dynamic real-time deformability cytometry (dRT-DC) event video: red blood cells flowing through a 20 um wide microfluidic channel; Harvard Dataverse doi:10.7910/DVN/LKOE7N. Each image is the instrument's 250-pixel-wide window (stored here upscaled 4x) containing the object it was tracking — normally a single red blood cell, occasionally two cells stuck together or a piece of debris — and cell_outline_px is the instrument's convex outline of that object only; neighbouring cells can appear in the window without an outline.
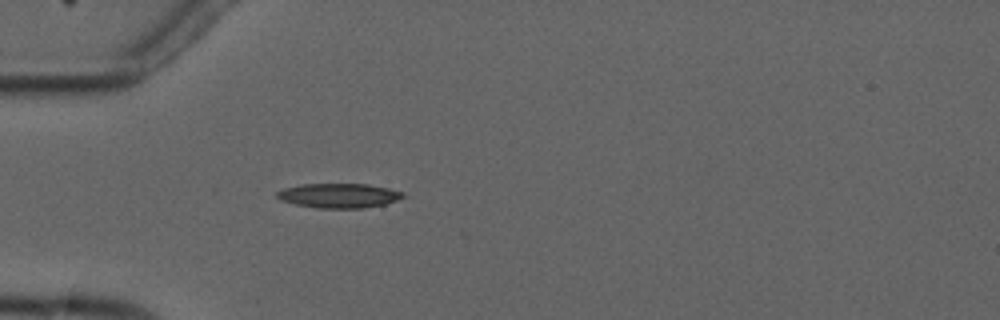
{"species": "common noctule bat (a hibernating species)", "species_latin": "Nyctalus noctula", "temperature_condition": "cold", "stored_images_in_passage": 4, "camera_frame_rate_fps": 3000, "um_per_image_px": 0.085, "animal": {"sex": "male", "forearm_length_mm": 52.5}, "frame": {"image": 1, "passage_image": 4, "time_ms": 3.333, "image_size_px": [1000, 320], "cell_outline_px": [[404, 196], [396, 200], [384, 204], [364, 208], [320, 208], [296, 204], [280, 200], [276, 196], [276, 192], [284, 188], [300, 184], [368, 184], [388, 188], [404, 192]], "centroid_in_image_um": [28.79, 16.62], "position_along_channel_um": 56.2, "area_um2": 17.92}}